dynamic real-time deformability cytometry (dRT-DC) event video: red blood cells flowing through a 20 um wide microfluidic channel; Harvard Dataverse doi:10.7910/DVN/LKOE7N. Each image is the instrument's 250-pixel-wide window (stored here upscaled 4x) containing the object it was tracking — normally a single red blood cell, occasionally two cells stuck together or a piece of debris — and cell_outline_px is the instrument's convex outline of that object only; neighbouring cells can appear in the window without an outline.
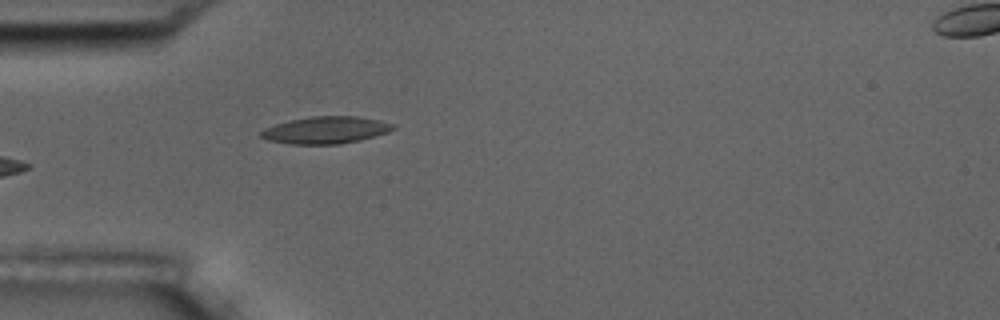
{"species": "common noctule bat (a hibernating species)", "species_latin": "Nyctalus noctula", "temperature_condition": "room temperature", "stored_images_in_passage": 6, "camera_frame_rate_fps": 3000, "um_per_image_px": 0.085, "animal": {"sex": "male", "body_mass_g": 17.5, "forearm_length_mm": 52.3}, "frame": {"image": 1, "passage_image": 5, "time_ms": 4.667, "image_size_px": [1000, 320], "cell_outline_px": [[396, 128], [388, 132], [360, 140], [340, 144], [288, 144], [268, 140], [260, 136], [260, 132], [264, 128], [288, 120], [312, 116], [356, 116], [380, 120], [396, 124]], "centroid_in_image_um": [27.7, 11.05], "position_along_channel_um": 57.3, "area_um2": 20.98}}